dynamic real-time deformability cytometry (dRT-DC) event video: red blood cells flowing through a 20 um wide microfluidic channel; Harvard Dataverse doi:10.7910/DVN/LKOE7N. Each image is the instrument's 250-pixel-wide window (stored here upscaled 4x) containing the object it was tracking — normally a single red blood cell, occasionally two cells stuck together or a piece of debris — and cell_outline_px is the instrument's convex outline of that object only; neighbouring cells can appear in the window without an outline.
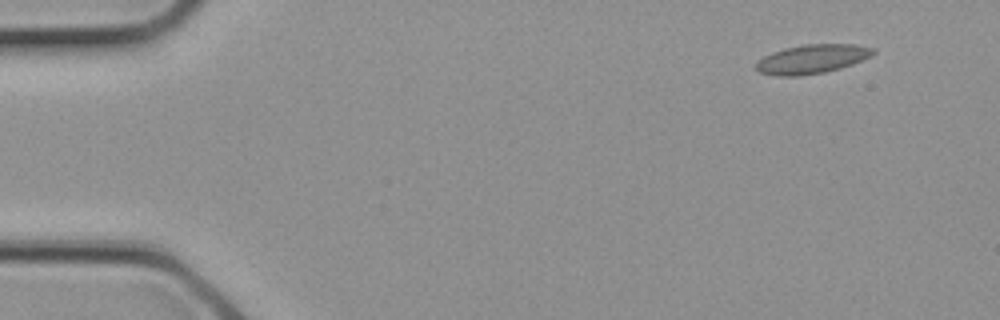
{"species": "common noctule bat (a hibernating species)", "species_latin": "Nyctalus noctula", "temperature_condition": "cold", "stored_images_in_passage": 3, "camera_frame_rate_fps": 3000, "um_per_image_px": 0.085, "animal": {"sex": "female", "body_mass_g": 21.9}, "frame": {"image": 1, "passage_image": 1, "time_ms": 0.0, "image_size_px": [1000, 320], "cell_outline_px": [[876, 52], [872, 56], [852, 64], [840, 68], [824, 72], [800, 76], [780, 76], [760, 72], [756, 68], [756, 64], [764, 56], [772, 52], [784, 48], [804, 44], [852, 44], [876, 48]], "centroid_in_image_um": [69.06, 5.01], "position_along_channel_um": 15.9, "area_um2": 19.77}}
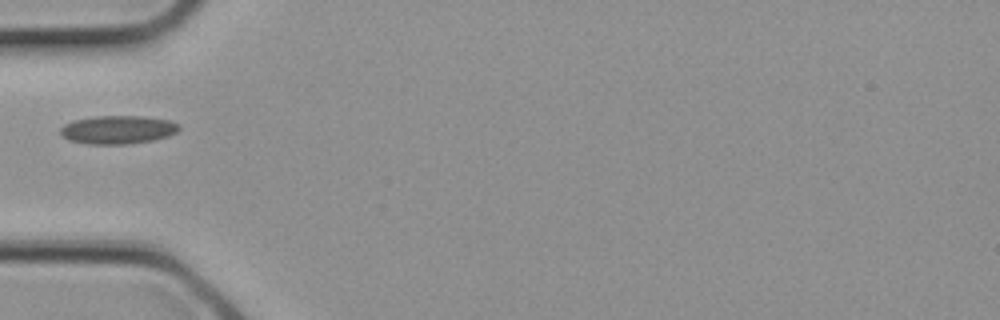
{"frame": {"image": 2, "passage_image": 3, "time_ms": 0.667, "image_size_px": [1000, 320], "cell_outline_px": [[180, 128], [176, 132], [168, 136], [152, 140], [128, 144], [88, 144], [68, 140], [60, 132], [60, 128], [64, 124], [72, 120], [96, 116], [140, 116], [168, 120], [180, 124]], "centroid_in_image_um": [10.0, 11.02], "position_along_channel_um": 75.0, "area_um2": 19.59}}